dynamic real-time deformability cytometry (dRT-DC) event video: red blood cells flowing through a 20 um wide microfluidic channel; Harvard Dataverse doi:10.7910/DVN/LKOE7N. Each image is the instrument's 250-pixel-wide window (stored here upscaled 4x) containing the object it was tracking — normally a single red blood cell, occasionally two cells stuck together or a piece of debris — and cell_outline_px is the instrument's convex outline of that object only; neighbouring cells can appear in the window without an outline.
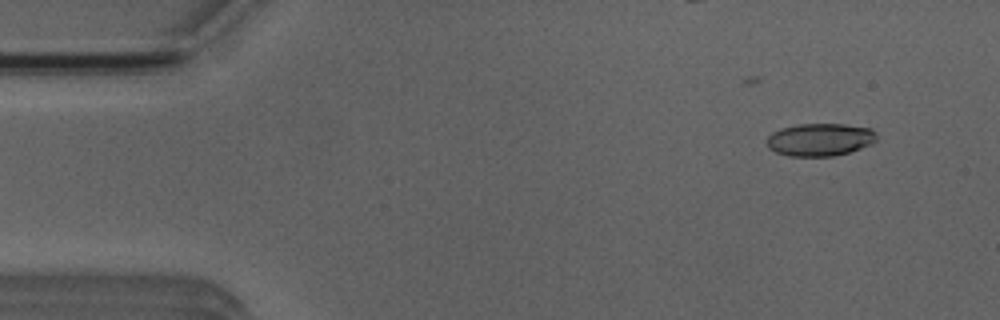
{"species": "Egyptian fruit bat (a non-hibernating species)", "species_latin": "Rousettus aegyptiacus", "temperature_condition": "room temperature", "stored_images_in_passage": 3, "camera_frame_rate_fps": 3000, "um_per_image_px": 0.085, "animal": {"sex": "male"}, "frame": {"image": 1, "passage_image": 1, "time_ms": 0.0, "image_size_px": [1000, 320], "cell_outline_px": [[876, 140], [860, 148], [848, 152], [832, 156], [788, 156], [776, 152], [768, 148], [764, 140], [772, 132], [780, 128], [796, 124], [844, 124], [872, 128], [876, 132]], "centroid_in_image_um": [69.64, 11.85], "position_along_channel_um": 15.4, "area_um2": 21.04}}
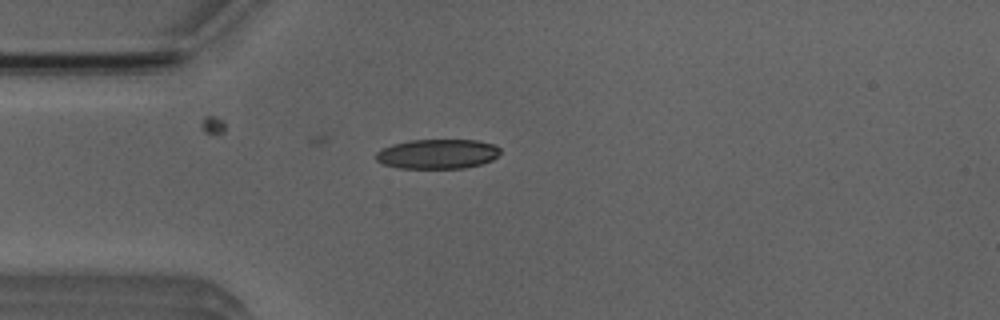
{"frame": {"image": 2, "passage_image": 3, "time_ms": 3.0, "image_size_px": [1000, 320], "cell_outline_px": [[500, 152], [492, 160], [480, 164], [464, 168], [400, 168], [384, 164], [376, 160], [376, 152], [392, 144], [408, 140], [476, 140], [492, 144], [500, 148]], "centroid_in_image_um": [37.18, 13.08], "position_along_channel_um": 47.8, "area_um2": 21.33}}